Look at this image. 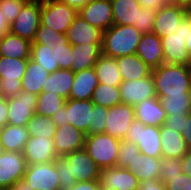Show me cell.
Returning <instances> with one entry per match:
<instances>
[{
	"label": "cell",
	"mask_w": 191,
	"mask_h": 190,
	"mask_svg": "<svg viewBox=\"0 0 191 190\" xmlns=\"http://www.w3.org/2000/svg\"><path fill=\"white\" fill-rule=\"evenodd\" d=\"M78 11L60 0H42L41 24L45 27L66 33Z\"/></svg>",
	"instance_id": "cell-6"
},
{
	"label": "cell",
	"mask_w": 191,
	"mask_h": 190,
	"mask_svg": "<svg viewBox=\"0 0 191 190\" xmlns=\"http://www.w3.org/2000/svg\"><path fill=\"white\" fill-rule=\"evenodd\" d=\"M49 74L50 73L43 69L38 63L29 58L25 75L21 79L22 90L39 95L48 80Z\"/></svg>",
	"instance_id": "cell-33"
},
{
	"label": "cell",
	"mask_w": 191,
	"mask_h": 190,
	"mask_svg": "<svg viewBox=\"0 0 191 190\" xmlns=\"http://www.w3.org/2000/svg\"><path fill=\"white\" fill-rule=\"evenodd\" d=\"M188 182H191V177L182 173L180 177L170 178V181L165 183V187L166 190H183Z\"/></svg>",
	"instance_id": "cell-48"
},
{
	"label": "cell",
	"mask_w": 191,
	"mask_h": 190,
	"mask_svg": "<svg viewBox=\"0 0 191 190\" xmlns=\"http://www.w3.org/2000/svg\"><path fill=\"white\" fill-rule=\"evenodd\" d=\"M3 97H4L3 81L2 78L0 77V98Z\"/></svg>",
	"instance_id": "cell-61"
},
{
	"label": "cell",
	"mask_w": 191,
	"mask_h": 190,
	"mask_svg": "<svg viewBox=\"0 0 191 190\" xmlns=\"http://www.w3.org/2000/svg\"><path fill=\"white\" fill-rule=\"evenodd\" d=\"M29 138L26 126L7 124L0 128V141L5 151L23 152Z\"/></svg>",
	"instance_id": "cell-32"
},
{
	"label": "cell",
	"mask_w": 191,
	"mask_h": 190,
	"mask_svg": "<svg viewBox=\"0 0 191 190\" xmlns=\"http://www.w3.org/2000/svg\"><path fill=\"white\" fill-rule=\"evenodd\" d=\"M183 190H191V182H188L185 187L183 188Z\"/></svg>",
	"instance_id": "cell-62"
},
{
	"label": "cell",
	"mask_w": 191,
	"mask_h": 190,
	"mask_svg": "<svg viewBox=\"0 0 191 190\" xmlns=\"http://www.w3.org/2000/svg\"><path fill=\"white\" fill-rule=\"evenodd\" d=\"M37 100V95L26 90H22L18 96L7 98V124L26 126L35 114Z\"/></svg>",
	"instance_id": "cell-13"
},
{
	"label": "cell",
	"mask_w": 191,
	"mask_h": 190,
	"mask_svg": "<svg viewBox=\"0 0 191 190\" xmlns=\"http://www.w3.org/2000/svg\"><path fill=\"white\" fill-rule=\"evenodd\" d=\"M25 3L22 0H0V10L9 25L17 18Z\"/></svg>",
	"instance_id": "cell-44"
},
{
	"label": "cell",
	"mask_w": 191,
	"mask_h": 190,
	"mask_svg": "<svg viewBox=\"0 0 191 190\" xmlns=\"http://www.w3.org/2000/svg\"><path fill=\"white\" fill-rule=\"evenodd\" d=\"M101 190H117V189H107V188H101Z\"/></svg>",
	"instance_id": "cell-65"
},
{
	"label": "cell",
	"mask_w": 191,
	"mask_h": 190,
	"mask_svg": "<svg viewBox=\"0 0 191 190\" xmlns=\"http://www.w3.org/2000/svg\"><path fill=\"white\" fill-rule=\"evenodd\" d=\"M187 11H188V13H191V3H190V5L187 7Z\"/></svg>",
	"instance_id": "cell-64"
},
{
	"label": "cell",
	"mask_w": 191,
	"mask_h": 190,
	"mask_svg": "<svg viewBox=\"0 0 191 190\" xmlns=\"http://www.w3.org/2000/svg\"><path fill=\"white\" fill-rule=\"evenodd\" d=\"M182 136L188 149H191V112L184 116Z\"/></svg>",
	"instance_id": "cell-51"
},
{
	"label": "cell",
	"mask_w": 191,
	"mask_h": 190,
	"mask_svg": "<svg viewBox=\"0 0 191 190\" xmlns=\"http://www.w3.org/2000/svg\"><path fill=\"white\" fill-rule=\"evenodd\" d=\"M161 162L162 157H151L140 153L133 165H129L126 169L133 173L139 182L150 178L159 179Z\"/></svg>",
	"instance_id": "cell-31"
},
{
	"label": "cell",
	"mask_w": 191,
	"mask_h": 190,
	"mask_svg": "<svg viewBox=\"0 0 191 190\" xmlns=\"http://www.w3.org/2000/svg\"><path fill=\"white\" fill-rule=\"evenodd\" d=\"M53 53H55L56 61L59 69L71 70L72 65V45L58 44L53 48Z\"/></svg>",
	"instance_id": "cell-45"
},
{
	"label": "cell",
	"mask_w": 191,
	"mask_h": 190,
	"mask_svg": "<svg viewBox=\"0 0 191 190\" xmlns=\"http://www.w3.org/2000/svg\"><path fill=\"white\" fill-rule=\"evenodd\" d=\"M5 190H34L24 179L18 180L11 188Z\"/></svg>",
	"instance_id": "cell-58"
},
{
	"label": "cell",
	"mask_w": 191,
	"mask_h": 190,
	"mask_svg": "<svg viewBox=\"0 0 191 190\" xmlns=\"http://www.w3.org/2000/svg\"><path fill=\"white\" fill-rule=\"evenodd\" d=\"M108 108L94 104L92 122L89 123V135L105 132Z\"/></svg>",
	"instance_id": "cell-43"
},
{
	"label": "cell",
	"mask_w": 191,
	"mask_h": 190,
	"mask_svg": "<svg viewBox=\"0 0 191 190\" xmlns=\"http://www.w3.org/2000/svg\"><path fill=\"white\" fill-rule=\"evenodd\" d=\"M124 140L135 143L144 155L162 157L159 127L144 125L134 119Z\"/></svg>",
	"instance_id": "cell-5"
},
{
	"label": "cell",
	"mask_w": 191,
	"mask_h": 190,
	"mask_svg": "<svg viewBox=\"0 0 191 190\" xmlns=\"http://www.w3.org/2000/svg\"><path fill=\"white\" fill-rule=\"evenodd\" d=\"M94 69L98 77V82L101 84L119 87L123 81L116 58L102 53L94 65Z\"/></svg>",
	"instance_id": "cell-29"
},
{
	"label": "cell",
	"mask_w": 191,
	"mask_h": 190,
	"mask_svg": "<svg viewBox=\"0 0 191 190\" xmlns=\"http://www.w3.org/2000/svg\"><path fill=\"white\" fill-rule=\"evenodd\" d=\"M189 26L190 20L185 17L180 23V28L174 34L160 37L164 52V63L190 66L191 55L186 46L187 28Z\"/></svg>",
	"instance_id": "cell-7"
},
{
	"label": "cell",
	"mask_w": 191,
	"mask_h": 190,
	"mask_svg": "<svg viewBox=\"0 0 191 190\" xmlns=\"http://www.w3.org/2000/svg\"><path fill=\"white\" fill-rule=\"evenodd\" d=\"M140 153L141 152L135 143L129 142L127 140H121L116 166L127 168L129 165H133Z\"/></svg>",
	"instance_id": "cell-41"
},
{
	"label": "cell",
	"mask_w": 191,
	"mask_h": 190,
	"mask_svg": "<svg viewBox=\"0 0 191 190\" xmlns=\"http://www.w3.org/2000/svg\"><path fill=\"white\" fill-rule=\"evenodd\" d=\"M26 168L23 152L5 151L0 156V190L9 189L23 179Z\"/></svg>",
	"instance_id": "cell-14"
},
{
	"label": "cell",
	"mask_w": 191,
	"mask_h": 190,
	"mask_svg": "<svg viewBox=\"0 0 191 190\" xmlns=\"http://www.w3.org/2000/svg\"><path fill=\"white\" fill-rule=\"evenodd\" d=\"M93 107L94 103L91 100L67 99L65 107L59 108L58 112L52 115V120L57 127L69 124L89 135Z\"/></svg>",
	"instance_id": "cell-4"
},
{
	"label": "cell",
	"mask_w": 191,
	"mask_h": 190,
	"mask_svg": "<svg viewBox=\"0 0 191 190\" xmlns=\"http://www.w3.org/2000/svg\"><path fill=\"white\" fill-rule=\"evenodd\" d=\"M186 17L190 20V26L187 28L186 46H187L188 52L191 55V13H187Z\"/></svg>",
	"instance_id": "cell-59"
},
{
	"label": "cell",
	"mask_w": 191,
	"mask_h": 190,
	"mask_svg": "<svg viewBox=\"0 0 191 190\" xmlns=\"http://www.w3.org/2000/svg\"><path fill=\"white\" fill-rule=\"evenodd\" d=\"M32 42L18 35L7 33L0 40V56L17 59H29Z\"/></svg>",
	"instance_id": "cell-30"
},
{
	"label": "cell",
	"mask_w": 191,
	"mask_h": 190,
	"mask_svg": "<svg viewBox=\"0 0 191 190\" xmlns=\"http://www.w3.org/2000/svg\"><path fill=\"white\" fill-rule=\"evenodd\" d=\"M138 190H166L165 183L160 179L140 181Z\"/></svg>",
	"instance_id": "cell-49"
},
{
	"label": "cell",
	"mask_w": 191,
	"mask_h": 190,
	"mask_svg": "<svg viewBox=\"0 0 191 190\" xmlns=\"http://www.w3.org/2000/svg\"><path fill=\"white\" fill-rule=\"evenodd\" d=\"M143 8H150L158 10L162 6H164L167 1L166 0H137Z\"/></svg>",
	"instance_id": "cell-55"
},
{
	"label": "cell",
	"mask_w": 191,
	"mask_h": 190,
	"mask_svg": "<svg viewBox=\"0 0 191 190\" xmlns=\"http://www.w3.org/2000/svg\"><path fill=\"white\" fill-rule=\"evenodd\" d=\"M60 1L67 4L69 7H72L76 9L77 11H79L91 0H60Z\"/></svg>",
	"instance_id": "cell-56"
},
{
	"label": "cell",
	"mask_w": 191,
	"mask_h": 190,
	"mask_svg": "<svg viewBox=\"0 0 191 190\" xmlns=\"http://www.w3.org/2000/svg\"><path fill=\"white\" fill-rule=\"evenodd\" d=\"M26 128L30 137H44L48 139L54 137L57 126L52 117L34 114L26 124Z\"/></svg>",
	"instance_id": "cell-36"
},
{
	"label": "cell",
	"mask_w": 191,
	"mask_h": 190,
	"mask_svg": "<svg viewBox=\"0 0 191 190\" xmlns=\"http://www.w3.org/2000/svg\"><path fill=\"white\" fill-rule=\"evenodd\" d=\"M22 1H25V2L27 3V2H30V1H32V0H22Z\"/></svg>",
	"instance_id": "cell-66"
},
{
	"label": "cell",
	"mask_w": 191,
	"mask_h": 190,
	"mask_svg": "<svg viewBox=\"0 0 191 190\" xmlns=\"http://www.w3.org/2000/svg\"><path fill=\"white\" fill-rule=\"evenodd\" d=\"M78 15L103 32L113 25L111 0H91L78 11Z\"/></svg>",
	"instance_id": "cell-17"
},
{
	"label": "cell",
	"mask_w": 191,
	"mask_h": 190,
	"mask_svg": "<svg viewBox=\"0 0 191 190\" xmlns=\"http://www.w3.org/2000/svg\"><path fill=\"white\" fill-rule=\"evenodd\" d=\"M91 101L103 107L111 108L122 103L119 87L99 83L93 92Z\"/></svg>",
	"instance_id": "cell-38"
},
{
	"label": "cell",
	"mask_w": 191,
	"mask_h": 190,
	"mask_svg": "<svg viewBox=\"0 0 191 190\" xmlns=\"http://www.w3.org/2000/svg\"><path fill=\"white\" fill-rule=\"evenodd\" d=\"M173 3L188 7L191 3V0H173Z\"/></svg>",
	"instance_id": "cell-60"
},
{
	"label": "cell",
	"mask_w": 191,
	"mask_h": 190,
	"mask_svg": "<svg viewBox=\"0 0 191 190\" xmlns=\"http://www.w3.org/2000/svg\"><path fill=\"white\" fill-rule=\"evenodd\" d=\"M156 15L157 10L142 7L139 12L137 30L142 34L153 33V26Z\"/></svg>",
	"instance_id": "cell-46"
},
{
	"label": "cell",
	"mask_w": 191,
	"mask_h": 190,
	"mask_svg": "<svg viewBox=\"0 0 191 190\" xmlns=\"http://www.w3.org/2000/svg\"><path fill=\"white\" fill-rule=\"evenodd\" d=\"M113 24L132 25L138 28L139 12L142 8L137 0H111Z\"/></svg>",
	"instance_id": "cell-26"
},
{
	"label": "cell",
	"mask_w": 191,
	"mask_h": 190,
	"mask_svg": "<svg viewBox=\"0 0 191 190\" xmlns=\"http://www.w3.org/2000/svg\"><path fill=\"white\" fill-rule=\"evenodd\" d=\"M119 89L122 103L133 107L145 99L157 97L152 75L135 81H122Z\"/></svg>",
	"instance_id": "cell-16"
},
{
	"label": "cell",
	"mask_w": 191,
	"mask_h": 190,
	"mask_svg": "<svg viewBox=\"0 0 191 190\" xmlns=\"http://www.w3.org/2000/svg\"><path fill=\"white\" fill-rule=\"evenodd\" d=\"M62 157L69 165L70 182L73 185L81 181L99 180L101 169L84 148Z\"/></svg>",
	"instance_id": "cell-9"
},
{
	"label": "cell",
	"mask_w": 191,
	"mask_h": 190,
	"mask_svg": "<svg viewBox=\"0 0 191 190\" xmlns=\"http://www.w3.org/2000/svg\"><path fill=\"white\" fill-rule=\"evenodd\" d=\"M69 43L73 45L102 44L103 31L90 25L77 15L66 31Z\"/></svg>",
	"instance_id": "cell-21"
},
{
	"label": "cell",
	"mask_w": 191,
	"mask_h": 190,
	"mask_svg": "<svg viewBox=\"0 0 191 190\" xmlns=\"http://www.w3.org/2000/svg\"><path fill=\"white\" fill-rule=\"evenodd\" d=\"M187 13V7L173 2H167L157 10L153 33L159 37L174 34L180 28V23L185 19Z\"/></svg>",
	"instance_id": "cell-11"
},
{
	"label": "cell",
	"mask_w": 191,
	"mask_h": 190,
	"mask_svg": "<svg viewBox=\"0 0 191 190\" xmlns=\"http://www.w3.org/2000/svg\"><path fill=\"white\" fill-rule=\"evenodd\" d=\"M142 35L132 25L113 24L103 32L102 53L113 58L136 54Z\"/></svg>",
	"instance_id": "cell-2"
},
{
	"label": "cell",
	"mask_w": 191,
	"mask_h": 190,
	"mask_svg": "<svg viewBox=\"0 0 191 190\" xmlns=\"http://www.w3.org/2000/svg\"><path fill=\"white\" fill-rule=\"evenodd\" d=\"M181 159L172 157H162L161 171L159 179L164 183L170 181V178L180 177L182 174Z\"/></svg>",
	"instance_id": "cell-42"
},
{
	"label": "cell",
	"mask_w": 191,
	"mask_h": 190,
	"mask_svg": "<svg viewBox=\"0 0 191 190\" xmlns=\"http://www.w3.org/2000/svg\"><path fill=\"white\" fill-rule=\"evenodd\" d=\"M162 157L181 159L188 148L181 133L164 125L160 127Z\"/></svg>",
	"instance_id": "cell-28"
},
{
	"label": "cell",
	"mask_w": 191,
	"mask_h": 190,
	"mask_svg": "<svg viewBox=\"0 0 191 190\" xmlns=\"http://www.w3.org/2000/svg\"><path fill=\"white\" fill-rule=\"evenodd\" d=\"M121 140L105 133L86 135L84 149L103 170L115 167Z\"/></svg>",
	"instance_id": "cell-3"
},
{
	"label": "cell",
	"mask_w": 191,
	"mask_h": 190,
	"mask_svg": "<svg viewBox=\"0 0 191 190\" xmlns=\"http://www.w3.org/2000/svg\"><path fill=\"white\" fill-rule=\"evenodd\" d=\"M27 165L53 162L58 158L53 138L30 137L23 150Z\"/></svg>",
	"instance_id": "cell-19"
},
{
	"label": "cell",
	"mask_w": 191,
	"mask_h": 190,
	"mask_svg": "<svg viewBox=\"0 0 191 190\" xmlns=\"http://www.w3.org/2000/svg\"><path fill=\"white\" fill-rule=\"evenodd\" d=\"M99 182L101 188L117 190H138L140 183L129 170L117 166L101 170Z\"/></svg>",
	"instance_id": "cell-20"
},
{
	"label": "cell",
	"mask_w": 191,
	"mask_h": 190,
	"mask_svg": "<svg viewBox=\"0 0 191 190\" xmlns=\"http://www.w3.org/2000/svg\"><path fill=\"white\" fill-rule=\"evenodd\" d=\"M5 152L4 146L2 145L0 141V156Z\"/></svg>",
	"instance_id": "cell-63"
},
{
	"label": "cell",
	"mask_w": 191,
	"mask_h": 190,
	"mask_svg": "<svg viewBox=\"0 0 191 190\" xmlns=\"http://www.w3.org/2000/svg\"><path fill=\"white\" fill-rule=\"evenodd\" d=\"M10 25L7 23L4 15L0 10V40L10 32Z\"/></svg>",
	"instance_id": "cell-57"
},
{
	"label": "cell",
	"mask_w": 191,
	"mask_h": 190,
	"mask_svg": "<svg viewBox=\"0 0 191 190\" xmlns=\"http://www.w3.org/2000/svg\"><path fill=\"white\" fill-rule=\"evenodd\" d=\"M69 190H101L99 180L76 182Z\"/></svg>",
	"instance_id": "cell-52"
},
{
	"label": "cell",
	"mask_w": 191,
	"mask_h": 190,
	"mask_svg": "<svg viewBox=\"0 0 191 190\" xmlns=\"http://www.w3.org/2000/svg\"><path fill=\"white\" fill-rule=\"evenodd\" d=\"M42 0L25 3L17 18L10 25V33L33 42L41 23Z\"/></svg>",
	"instance_id": "cell-8"
},
{
	"label": "cell",
	"mask_w": 191,
	"mask_h": 190,
	"mask_svg": "<svg viewBox=\"0 0 191 190\" xmlns=\"http://www.w3.org/2000/svg\"><path fill=\"white\" fill-rule=\"evenodd\" d=\"M8 106L7 98H0V128H3L7 125L8 122Z\"/></svg>",
	"instance_id": "cell-54"
},
{
	"label": "cell",
	"mask_w": 191,
	"mask_h": 190,
	"mask_svg": "<svg viewBox=\"0 0 191 190\" xmlns=\"http://www.w3.org/2000/svg\"><path fill=\"white\" fill-rule=\"evenodd\" d=\"M71 71L74 73L94 67L102 54V44H83L72 46Z\"/></svg>",
	"instance_id": "cell-25"
},
{
	"label": "cell",
	"mask_w": 191,
	"mask_h": 190,
	"mask_svg": "<svg viewBox=\"0 0 191 190\" xmlns=\"http://www.w3.org/2000/svg\"><path fill=\"white\" fill-rule=\"evenodd\" d=\"M32 44H41L53 49L58 44L68 45L69 41L65 33L53 31L40 23Z\"/></svg>",
	"instance_id": "cell-40"
},
{
	"label": "cell",
	"mask_w": 191,
	"mask_h": 190,
	"mask_svg": "<svg viewBox=\"0 0 191 190\" xmlns=\"http://www.w3.org/2000/svg\"><path fill=\"white\" fill-rule=\"evenodd\" d=\"M35 114L52 117L59 108L65 107L66 98L50 92H41L37 95Z\"/></svg>",
	"instance_id": "cell-37"
},
{
	"label": "cell",
	"mask_w": 191,
	"mask_h": 190,
	"mask_svg": "<svg viewBox=\"0 0 191 190\" xmlns=\"http://www.w3.org/2000/svg\"><path fill=\"white\" fill-rule=\"evenodd\" d=\"M134 119V107L126 103L108 108L104 133L119 140H124Z\"/></svg>",
	"instance_id": "cell-15"
},
{
	"label": "cell",
	"mask_w": 191,
	"mask_h": 190,
	"mask_svg": "<svg viewBox=\"0 0 191 190\" xmlns=\"http://www.w3.org/2000/svg\"><path fill=\"white\" fill-rule=\"evenodd\" d=\"M86 134L75 126L65 124L57 127L53 137L54 148L58 157L84 148Z\"/></svg>",
	"instance_id": "cell-18"
},
{
	"label": "cell",
	"mask_w": 191,
	"mask_h": 190,
	"mask_svg": "<svg viewBox=\"0 0 191 190\" xmlns=\"http://www.w3.org/2000/svg\"><path fill=\"white\" fill-rule=\"evenodd\" d=\"M181 167L183 174L191 177V149H188L186 154L181 157Z\"/></svg>",
	"instance_id": "cell-53"
},
{
	"label": "cell",
	"mask_w": 191,
	"mask_h": 190,
	"mask_svg": "<svg viewBox=\"0 0 191 190\" xmlns=\"http://www.w3.org/2000/svg\"><path fill=\"white\" fill-rule=\"evenodd\" d=\"M23 179L34 190H60L55 161L27 165Z\"/></svg>",
	"instance_id": "cell-12"
},
{
	"label": "cell",
	"mask_w": 191,
	"mask_h": 190,
	"mask_svg": "<svg viewBox=\"0 0 191 190\" xmlns=\"http://www.w3.org/2000/svg\"><path fill=\"white\" fill-rule=\"evenodd\" d=\"M167 116L187 115L191 112V95L157 96Z\"/></svg>",
	"instance_id": "cell-35"
},
{
	"label": "cell",
	"mask_w": 191,
	"mask_h": 190,
	"mask_svg": "<svg viewBox=\"0 0 191 190\" xmlns=\"http://www.w3.org/2000/svg\"><path fill=\"white\" fill-rule=\"evenodd\" d=\"M136 55L151 69L164 64V52L161 38L154 33L143 34Z\"/></svg>",
	"instance_id": "cell-22"
},
{
	"label": "cell",
	"mask_w": 191,
	"mask_h": 190,
	"mask_svg": "<svg viewBox=\"0 0 191 190\" xmlns=\"http://www.w3.org/2000/svg\"><path fill=\"white\" fill-rule=\"evenodd\" d=\"M116 61L123 81L139 80L152 73V69L136 54L118 57Z\"/></svg>",
	"instance_id": "cell-27"
},
{
	"label": "cell",
	"mask_w": 191,
	"mask_h": 190,
	"mask_svg": "<svg viewBox=\"0 0 191 190\" xmlns=\"http://www.w3.org/2000/svg\"><path fill=\"white\" fill-rule=\"evenodd\" d=\"M98 84L94 67L76 72L68 99L91 100Z\"/></svg>",
	"instance_id": "cell-24"
},
{
	"label": "cell",
	"mask_w": 191,
	"mask_h": 190,
	"mask_svg": "<svg viewBox=\"0 0 191 190\" xmlns=\"http://www.w3.org/2000/svg\"><path fill=\"white\" fill-rule=\"evenodd\" d=\"M28 59L0 56V77L3 81L4 98L15 97L22 91L21 79L25 75Z\"/></svg>",
	"instance_id": "cell-10"
},
{
	"label": "cell",
	"mask_w": 191,
	"mask_h": 190,
	"mask_svg": "<svg viewBox=\"0 0 191 190\" xmlns=\"http://www.w3.org/2000/svg\"><path fill=\"white\" fill-rule=\"evenodd\" d=\"M135 119L144 125L161 127L164 125L167 114L162 108L158 97L145 99L134 106Z\"/></svg>",
	"instance_id": "cell-23"
},
{
	"label": "cell",
	"mask_w": 191,
	"mask_h": 190,
	"mask_svg": "<svg viewBox=\"0 0 191 190\" xmlns=\"http://www.w3.org/2000/svg\"><path fill=\"white\" fill-rule=\"evenodd\" d=\"M30 58L48 73H53L59 69L53 49L45 45L32 44Z\"/></svg>",
	"instance_id": "cell-39"
},
{
	"label": "cell",
	"mask_w": 191,
	"mask_h": 190,
	"mask_svg": "<svg viewBox=\"0 0 191 190\" xmlns=\"http://www.w3.org/2000/svg\"><path fill=\"white\" fill-rule=\"evenodd\" d=\"M156 96L191 95V69L184 64L164 63L151 73Z\"/></svg>",
	"instance_id": "cell-1"
},
{
	"label": "cell",
	"mask_w": 191,
	"mask_h": 190,
	"mask_svg": "<svg viewBox=\"0 0 191 190\" xmlns=\"http://www.w3.org/2000/svg\"><path fill=\"white\" fill-rule=\"evenodd\" d=\"M56 170L60 181V190H69L73 184L70 182L69 165L63 157L55 160Z\"/></svg>",
	"instance_id": "cell-47"
},
{
	"label": "cell",
	"mask_w": 191,
	"mask_h": 190,
	"mask_svg": "<svg viewBox=\"0 0 191 190\" xmlns=\"http://www.w3.org/2000/svg\"><path fill=\"white\" fill-rule=\"evenodd\" d=\"M184 116H167V119L164 123L165 127H169L179 133H182V129L184 127Z\"/></svg>",
	"instance_id": "cell-50"
},
{
	"label": "cell",
	"mask_w": 191,
	"mask_h": 190,
	"mask_svg": "<svg viewBox=\"0 0 191 190\" xmlns=\"http://www.w3.org/2000/svg\"><path fill=\"white\" fill-rule=\"evenodd\" d=\"M74 75L75 73L73 71L67 69H58L50 73L42 92L55 93L68 99L73 85Z\"/></svg>",
	"instance_id": "cell-34"
}]
</instances>
